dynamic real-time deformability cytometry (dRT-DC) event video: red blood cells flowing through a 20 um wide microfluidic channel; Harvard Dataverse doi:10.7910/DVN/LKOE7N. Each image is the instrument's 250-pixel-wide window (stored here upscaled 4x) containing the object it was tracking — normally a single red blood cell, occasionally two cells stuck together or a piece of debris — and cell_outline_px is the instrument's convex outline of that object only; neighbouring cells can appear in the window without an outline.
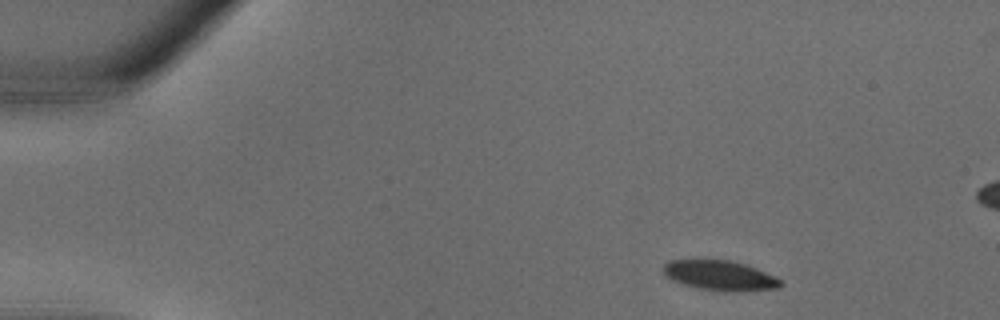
{"species": "common noctule bat (a hibernating species)", "species_latin": "Nyctalus noctula", "temperature_condition": "warm", "stored_images_in_passage": 31, "camera_frame_rate_fps": 3000, "um_per_image_px": 0.085, "animal": {"sex": "male", "body_mass_g": 18.8}, "frame": {"image": 1, "passage_image": 1, "time_ms": 0.0, "image_size_px": [1000, 320], "cell_outline_px": [[784, 284], [780, 288], [736, 292], [700, 288], [684, 284], [672, 280], [664, 272], [664, 264], [668, 260], [728, 260], [744, 264], [756, 268], [780, 280]], "centroid_in_image_um": [61.21, 23.42], "position_along_channel_um": 23.8, "area_um2": 20.06}}
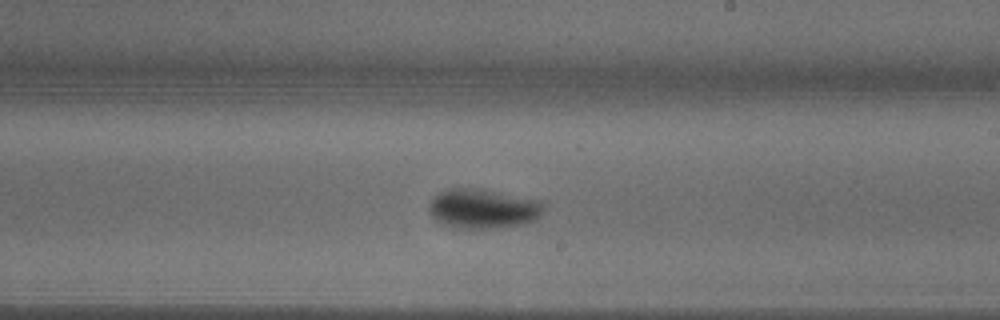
{"frame": {"image": 2, "passage_image": 17, "time_ms": 5.333, "image_size_px": [1000, 320], "cell_outline_px": [[544, 208], [540, 216], [524, 224], [500, 228], [448, 228], [436, 220], [432, 216], [428, 208], [428, 204], [432, 196], [448, 188], [480, 188], [544, 200]], "centroid_in_image_um": [41.05, 17.73], "position_along_channel_um": 247.9, "area_um2": 27.11}}
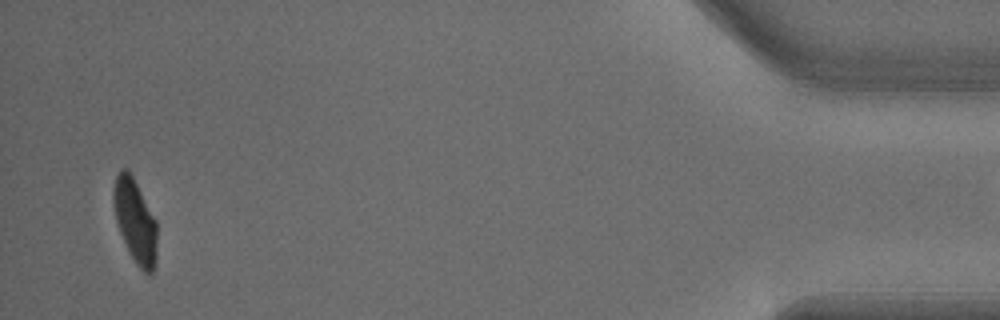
{"frame": {"image": 3, "passage_image": 30, "time_ms": 9.667, "image_size_px": [1000, 320], "cell_outline_px": [[156, 268], [152, 272], [144, 272], [140, 268], [128, 252], [120, 232], [116, 220], [112, 200], [112, 188], [116, 176], [120, 168], [128, 168], [156, 220]], "centroid_in_image_um": [11.47, 18.76], "position_along_channel_um": 423.7, "area_um2": 21.27}}